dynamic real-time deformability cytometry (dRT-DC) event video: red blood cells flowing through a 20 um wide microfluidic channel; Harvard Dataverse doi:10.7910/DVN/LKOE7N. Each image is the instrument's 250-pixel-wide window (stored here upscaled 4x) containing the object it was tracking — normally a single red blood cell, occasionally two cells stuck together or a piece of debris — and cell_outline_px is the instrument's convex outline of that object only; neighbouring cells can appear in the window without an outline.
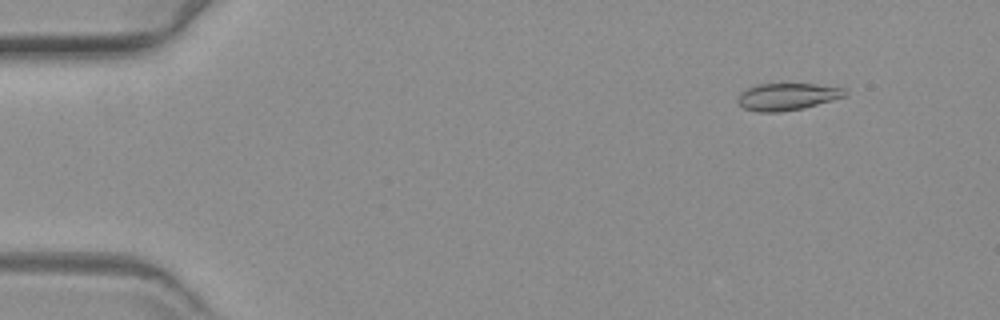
{"species": "common noctule bat (a hibernating species)", "species_latin": "Nyctalus noctula", "temperature_condition": "warm", "stored_images_in_passage": 19, "segment_of_instrument_passage": [1, 2], "camera_frame_rate_fps": 3000, "um_per_image_px": 0.085, "animal": {"sex": "female", "body_mass_g": 19.3, "forearm_length_mm": 54.1}, "frame": {"image": 1, "passage_image": 7, "time_ms": 2.0, "image_size_px": [1000, 320], "cell_outline_px": [[848, 96], [804, 108], [780, 112], [756, 112], [744, 108], [736, 100], [740, 92], [756, 84], [816, 84], [844, 88], [848, 92]], "centroid_in_image_um": [66.93, 8.22], "position_along_channel_um": 18.1, "area_um2": 17.11}}